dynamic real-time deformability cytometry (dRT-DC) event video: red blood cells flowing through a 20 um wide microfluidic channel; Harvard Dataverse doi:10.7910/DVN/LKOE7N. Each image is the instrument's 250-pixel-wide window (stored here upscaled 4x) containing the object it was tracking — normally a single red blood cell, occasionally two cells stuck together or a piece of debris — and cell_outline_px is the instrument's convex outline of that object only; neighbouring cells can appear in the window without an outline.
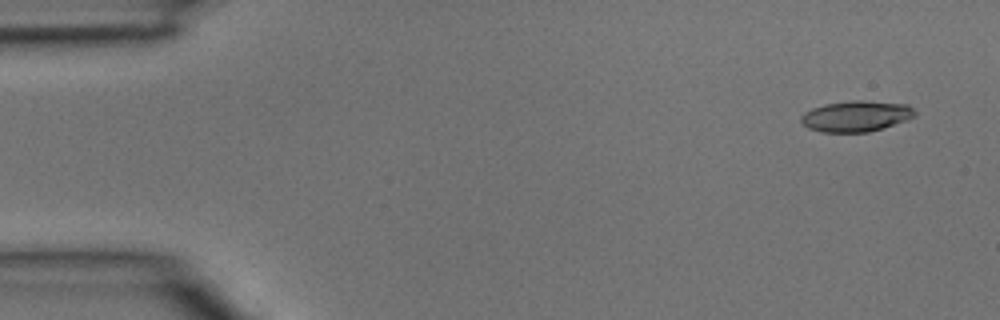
{"species": "common noctule bat (a hibernating species)", "species_latin": "Nyctalus noctula", "temperature_condition": "room temperature", "stored_images_in_passage": 4, "camera_frame_rate_fps": 3000, "um_per_image_px": 0.085, "animal": {"sex": "male", "body_mass_g": 15.6}, "frame": {"image": 1, "passage_image": 1, "time_ms": 0.0, "image_size_px": [1000, 320], "cell_outline_px": [[916, 116], [868, 132], [824, 132], [808, 128], [800, 120], [800, 116], [804, 112], [812, 108], [824, 104], [852, 100], [864, 100], [908, 104], [916, 112]], "centroid_in_image_um": [72.74, 9.86], "position_along_channel_um": 12.3, "area_um2": 20.35}}
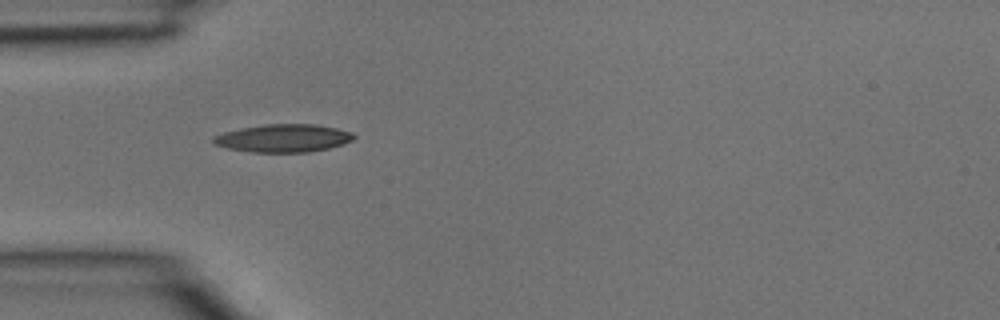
{"frame": {"image": 2, "passage_image": 4, "time_ms": 1.0, "image_size_px": [1000, 320], "cell_outline_px": [[356, 136], [352, 140], [344, 144], [328, 148], [308, 152], [252, 152], [228, 148], [212, 144], [212, 136], [224, 132], [264, 124], [316, 124], [336, 128], [352, 132]], "centroid_in_image_um": [24.08, 11.74], "position_along_channel_um": 60.9, "area_um2": 22.83}}